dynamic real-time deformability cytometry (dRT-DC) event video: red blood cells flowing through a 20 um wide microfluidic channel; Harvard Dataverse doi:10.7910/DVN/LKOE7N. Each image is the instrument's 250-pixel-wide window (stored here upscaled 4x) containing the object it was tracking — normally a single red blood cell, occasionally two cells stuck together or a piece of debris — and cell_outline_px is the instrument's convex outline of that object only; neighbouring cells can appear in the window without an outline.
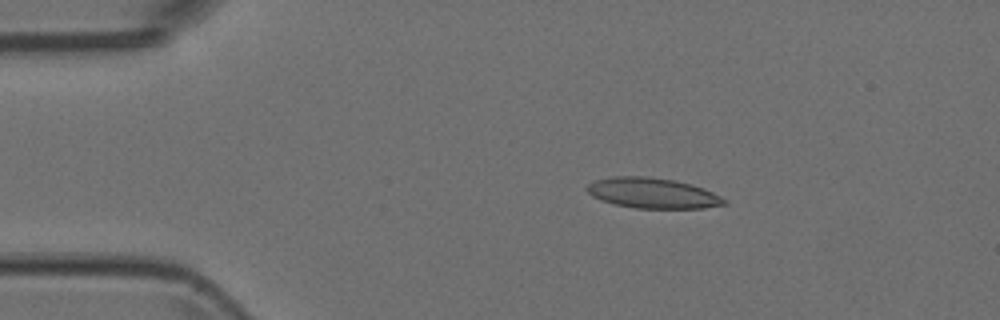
{"species": "Egyptian fruit bat (a non-hibernating species)", "species_latin": "Rousettus aegyptiacus", "temperature_condition": "room temperature", "stored_images_in_passage": 3, "camera_frame_rate_fps": 3000, "um_per_image_px": 0.085, "animal": {"sex": "female"}, "frame": {"image": 1, "passage_image": 2, "time_ms": 0.333, "image_size_px": [1000, 320], "cell_outline_px": [[728, 204], [704, 208], [636, 208], [616, 204], [600, 200], [592, 196], [584, 188], [592, 180], [612, 176], [644, 176], [676, 180], [692, 184], [712, 192], [728, 200]], "centroid_in_image_um": [55.46, 16.4], "position_along_channel_um": 29.5, "area_um2": 24.51}}